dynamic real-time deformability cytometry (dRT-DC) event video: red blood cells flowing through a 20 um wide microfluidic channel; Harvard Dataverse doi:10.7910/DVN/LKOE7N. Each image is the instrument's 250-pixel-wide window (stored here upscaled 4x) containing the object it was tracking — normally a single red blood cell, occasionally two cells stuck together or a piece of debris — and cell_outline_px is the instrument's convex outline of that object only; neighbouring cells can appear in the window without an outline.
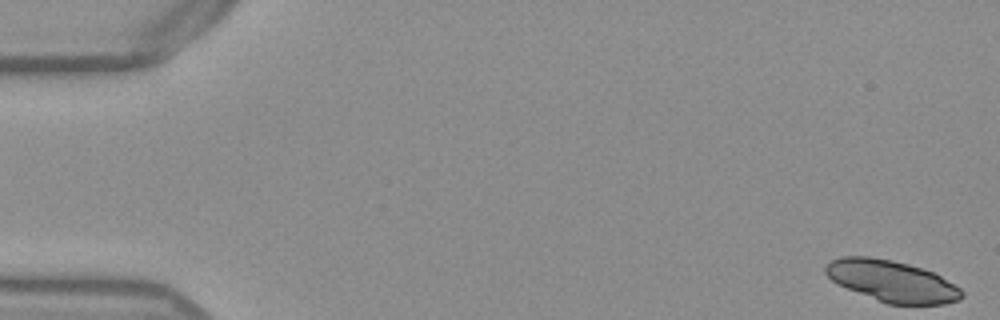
{"species": "Egyptian fruit bat (a non-hibernating species)", "species_latin": "Rousettus aegyptiacus", "temperature_condition": "warm", "stored_images_in_passage": 52, "segment_of_instrument_passage": [1, 2], "camera_frame_rate_fps": 3000, "um_per_image_px": 0.085, "frame": {"image": 1, "passage_image": 1, "time_ms": 0.0, "image_size_px": [1000, 320], "cell_outline_px": [[964, 296], [960, 300], [944, 304], [888, 304], [836, 284], [824, 272], [824, 264], [840, 256], [868, 256], [892, 260], [908, 264], [932, 272], [940, 276], [960, 288], [964, 292]], "centroid_in_image_um": [75.78, 23.89], "position_along_channel_um": 9.2, "area_um2": 32.77}}